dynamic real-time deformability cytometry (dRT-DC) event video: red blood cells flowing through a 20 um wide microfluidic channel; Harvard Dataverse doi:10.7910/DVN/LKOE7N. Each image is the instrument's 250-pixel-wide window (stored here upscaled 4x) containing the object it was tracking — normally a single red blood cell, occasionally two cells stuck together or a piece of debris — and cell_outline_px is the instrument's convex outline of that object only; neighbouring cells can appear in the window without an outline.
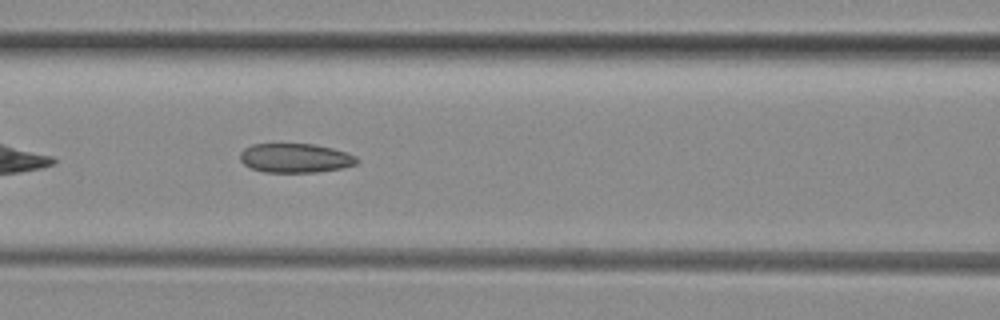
{"species": "common noctule bat (a hibernating species)", "species_latin": "Nyctalus noctula", "temperature_condition": "room temperature", "stored_images_in_passage": 5, "camera_frame_rate_fps": 3000, "um_per_image_px": 0.085, "animal": {"sex": "female", "body_mass_g": 29.2, "forearm_length_mm": 56.3}, "frame": {"image": 1, "passage_image": 3, "time_ms": 3.0, "image_size_px": [1000, 320], "cell_outline_px": [[360, 160], [356, 164], [340, 168], [316, 172], [264, 172], [252, 168], [244, 164], [240, 160], [240, 152], [244, 148], [252, 144], [312, 144], [332, 148], [348, 152], [356, 156]], "centroid_in_image_um": [25.11, 13.43], "position_along_channel_um": 141.5, "area_um2": 19.88}}
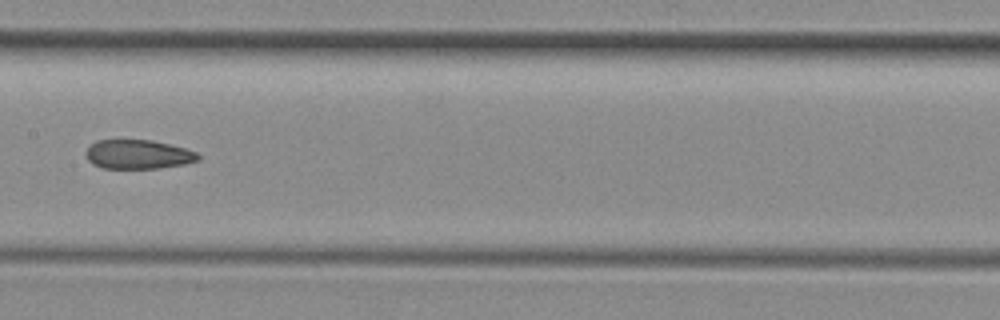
{"frame": {"image": 2, "passage_image": 4, "time_ms": 4.333, "image_size_px": [1000, 320], "cell_outline_px": [[200, 160], [184, 164], [160, 168], [100, 168], [92, 164], [88, 160], [88, 148], [96, 140], [152, 140], [184, 148], [196, 152], [200, 156]], "centroid_in_image_um": [11.76, 13.13], "position_along_channel_um": 195.6, "area_um2": 18.9}}
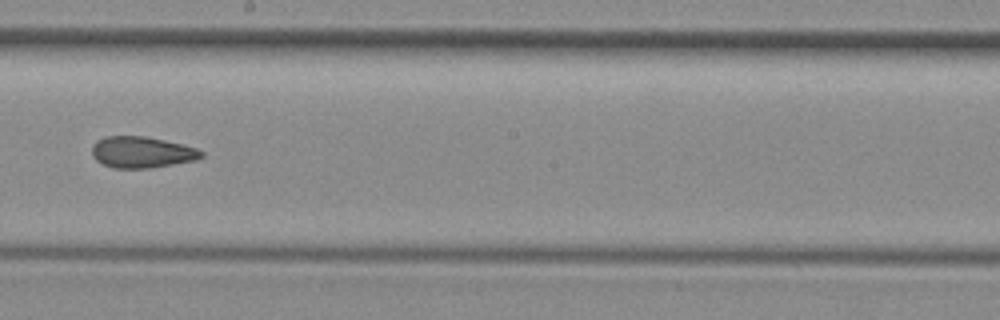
{"frame": {"image": 3, "passage_image": 5, "time_ms": 5.333, "image_size_px": [1000, 320], "cell_outline_px": [[204, 156], [196, 160], [152, 168], [112, 168], [96, 160], [92, 156], [92, 144], [96, 140], [104, 136], [144, 136], [184, 144], [196, 148], [204, 152]], "centroid_in_image_um": [12.05, 12.93], "position_along_channel_um": 236.1, "area_um2": 20.17}}